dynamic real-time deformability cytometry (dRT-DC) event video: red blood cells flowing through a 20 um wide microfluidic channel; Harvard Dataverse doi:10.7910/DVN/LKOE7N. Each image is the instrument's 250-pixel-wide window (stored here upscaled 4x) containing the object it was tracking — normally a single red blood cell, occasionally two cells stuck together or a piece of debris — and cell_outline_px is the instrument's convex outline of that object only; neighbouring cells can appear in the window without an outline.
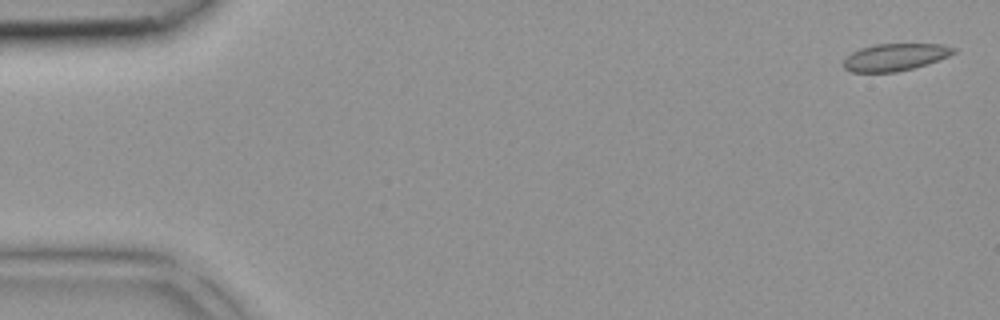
{"species": "common noctule bat (a hibernating species)", "species_latin": "Nyctalus noctula", "temperature_condition": "room temperature", "stored_images_in_passage": 37, "camera_frame_rate_fps": 3000, "um_per_image_px": 0.085, "animal": {"sex": "female", "body_mass_g": 18.4}, "frame": {"image": 1, "passage_image": 1, "time_ms": 0.0, "image_size_px": [1000, 320], "cell_outline_px": [[956, 52], [948, 56], [928, 64], [896, 72], [852, 72], [844, 68], [840, 64], [852, 52], [860, 48], [876, 44], [940, 44], [956, 48]], "centroid_in_image_um": [76.06, 4.86], "position_along_channel_um": 8.9, "area_um2": 17.46}}
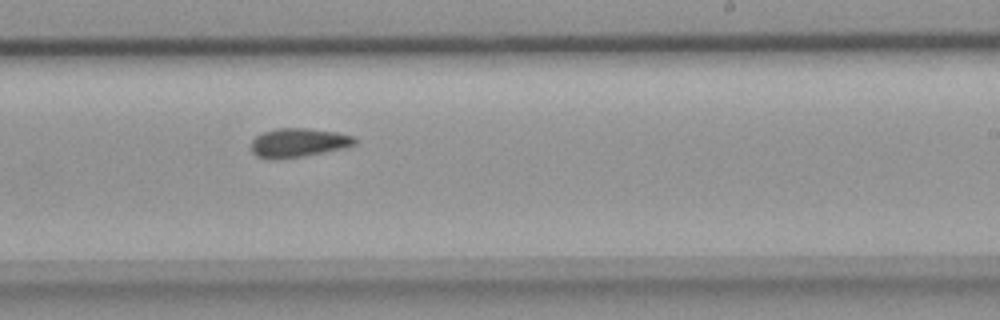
{"frame": {"image": 2, "passage_image": 25, "time_ms": 8.0, "image_size_px": [1000, 320], "cell_outline_px": [[356, 144], [344, 148], [304, 156], [272, 160], [268, 160], [256, 156], [252, 152], [252, 140], [256, 136], [264, 132], [276, 128], [308, 128], [336, 132], [352, 136], [356, 140]], "centroid_in_image_um": [25.33, 12.14], "position_along_channel_um": 263.7, "area_um2": 17.51}}
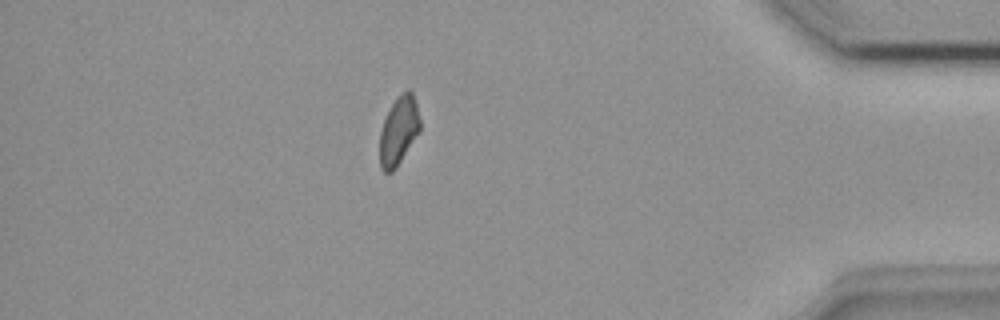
{"frame": {"image": 3, "passage_image": 36, "time_ms": 11.667, "image_size_px": [1000, 320], "cell_outline_px": [[420, 132], [396, 168], [392, 172], [384, 172], [380, 168], [380, 132], [384, 120], [396, 96], [408, 88], [412, 92], [416, 104], [420, 120]], "centroid_in_image_um": [33.9, 11.11], "position_along_channel_um": 401.3, "area_um2": 16.13}}